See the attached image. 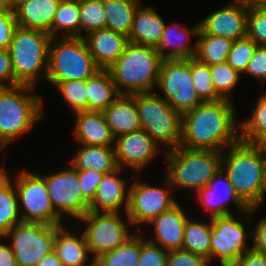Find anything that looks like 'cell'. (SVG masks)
I'll use <instances>...</instances> for the list:
<instances>
[{"instance_id":"6da1fadb","label":"cell","mask_w":266,"mask_h":266,"mask_svg":"<svg viewBox=\"0 0 266 266\" xmlns=\"http://www.w3.org/2000/svg\"><path fill=\"white\" fill-rule=\"evenodd\" d=\"M234 102L205 101L182 115L180 146L190 150L224 151L240 140ZM238 122V125H237Z\"/></svg>"},{"instance_id":"7a4b0ae2","label":"cell","mask_w":266,"mask_h":266,"mask_svg":"<svg viewBox=\"0 0 266 266\" xmlns=\"http://www.w3.org/2000/svg\"><path fill=\"white\" fill-rule=\"evenodd\" d=\"M222 151L221 169L238 197L249 207H262L266 156L255 144L242 141Z\"/></svg>"},{"instance_id":"3957f363","label":"cell","mask_w":266,"mask_h":266,"mask_svg":"<svg viewBox=\"0 0 266 266\" xmlns=\"http://www.w3.org/2000/svg\"><path fill=\"white\" fill-rule=\"evenodd\" d=\"M162 60L155 48L128 42L107 70L120 95L149 93L157 86Z\"/></svg>"},{"instance_id":"277c9868","label":"cell","mask_w":266,"mask_h":266,"mask_svg":"<svg viewBox=\"0 0 266 266\" xmlns=\"http://www.w3.org/2000/svg\"><path fill=\"white\" fill-rule=\"evenodd\" d=\"M33 89L26 85L0 87V151L43 118L44 103L40 95L31 93Z\"/></svg>"},{"instance_id":"5b68a950","label":"cell","mask_w":266,"mask_h":266,"mask_svg":"<svg viewBox=\"0 0 266 266\" xmlns=\"http://www.w3.org/2000/svg\"><path fill=\"white\" fill-rule=\"evenodd\" d=\"M51 39L50 34L44 31L19 26L15 29L8 49L14 72V86L26 85L35 88L40 75L44 79L47 77Z\"/></svg>"},{"instance_id":"8992f818","label":"cell","mask_w":266,"mask_h":266,"mask_svg":"<svg viewBox=\"0 0 266 266\" xmlns=\"http://www.w3.org/2000/svg\"><path fill=\"white\" fill-rule=\"evenodd\" d=\"M166 177L172 187L195 190L206 187L221 169L222 151L190 150L182 146L164 152Z\"/></svg>"},{"instance_id":"52a82bcc","label":"cell","mask_w":266,"mask_h":266,"mask_svg":"<svg viewBox=\"0 0 266 266\" xmlns=\"http://www.w3.org/2000/svg\"><path fill=\"white\" fill-rule=\"evenodd\" d=\"M100 69L82 37H53L49 45L46 81L54 86L69 80H86Z\"/></svg>"},{"instance_id":"ba28073f","label":"cell","mask_w":266,"mask_h":266,"mask_svg":"<svg viewBox=\"0 0 266 266\" xmlns=\"http://www.w3.org/2000/svg\"><path fill=\"white\" fill-rule=\"evenodd\" d=\"M136 102L141 128L158 144L165 145L164 152L180 145L182 115L155 92L131 95Z\"/></svg>"},{"instance_id":"9c48e42d","label":"cell","mask_w":266,"mask_h":266,"mask_svg":"<svg viewBox=\"0 0 266 266\" xmlns=\"http://www.w3.org/2000/svg\"><path fill=\"white\" fill-rule=\"evenodd\" d=\"M157 88L161 91L158 95L181 115L204 102L193 85L191 58L162 60Z\"/></svg>"},{"instance_id":"30bf717a","label":"cell","mask_w":266,"mask_h":266,"mask_svg":"<svg viewBox=\"0 0 266 266\" xmlns=\"http://www.w3.org/2000/svg\"><path fill=\"white\" fill-rule=\"evenodd\" d=\"M60 226L21 221L2 238L10 239L18 266H36L43 256L54 251L56 230Z\"/></svg>"},{"instance_id":"8fae6325","label":"cell","mask_w":266,"mask_h":266,"mask_svg":"<svg viewBox=\"0 0 266 266\" xmlns=\"http://www.w3.org/2000/svg\"><path fill=\"white\" fill-rule=\"evenodd\" d=\"M121 214L88 211L78 219V222L86 225L82 233L92 255L91 259L116 249L133 234L130 233L133 226L128 216L123 213L125 215L123 218Z\"/></svg>"},{"instance_id":"7c38bea8","label":"cell","mask_w":266,"mask_h":266,"mask_svg":"<svg viewBox=\"0 0 266 266\" xmlns=\"http://www.w3.org/2000/svg\"><path fill=\"white\" fill-rule=\"evenodd\" d=\"M13 183L16 187L22 221L64 225L63 219L52 206L43 176L23 170L18 172Z\"/></svg>"},{"instance_id":"4fadbf2b","label":"cell","mask_w":266,"mask_h":266,"mask_svg":"<svg viewBox=\"0 0 266 266\" xmlns=\"http://www.w3.org/2000/svg\"><path fill=\"white\" fill-rule=\"evenodd\" d=\"M164 180V186L161 187L140 180L132 181L126 215L133 227L148 225L151 220L177 203L171 193L174 188L167 177Z\"/></svg>"},{"instance_id":"5bb4252c","label":"cell","mask_w":266,"mask_h":266,"mask_svg":"<svg viewBox=\"0 0 266 266\" xmlns=\"http://www.w3.org/2000/svg\"><path fill=\"white\" fill-rule=\"evenodd\" d=\"M55 212L78 220L89 211V201L83 196L78 170L71 165L59 172L42 175ZM66 215V216H65Z\"/></svg>"},{"instance_id":"9a60e30c","label":"cell","mask_w":266,"mask_h":266,"mask_svg":"<svg viewBox=\"0 0 266 266\" xmlns=\"http://www.w3.org/2000/svg\"><path fill=\"white\" fill-rule=\"evenodd\" d=\"M235 215L211 218V262L217 258L220 266H233L251 246H247V233L243 221Z\"/></svg>"},{"instance_id":"2e32d148","label":"cell","mask_w":266,"mask_h":266,"mask_svg":"<svg viewBox=\"0 0 266 266\" xmlns=\"http://www.w3.org/2000/svg\"><path fill=\"white\" fill-rule=\"evenodd\" d=\"M196 194L197 201L203 205L202 207L206 212L209 211V218L234 214L228 208L229 205L227 204L230 202L237 206L239 213H242L241 217L244 216L248 219V221H245L248 225L250 223L249 220L252 218L251 215L258 210V207L249 208L238 197L222 169L214 175L206 187L200 189Z\"/></svg>"},{"instance_id":"e0dca14e","label":"cell","mask_w":266,"mask_h":266,"mask_svg":"<svg viewBox=\"0 0 266 266\" xmlns=\"http://www.w3.org/2000/svg\"><path fill=\"white\" fill-rule=\"evenodd\" d=\"M114 150L118 166L132 169L139 177L147 164L159 155L161 147L141 128L116 137Z\"/></svg>"},{"instance_id":"ac0fdd59","label":"cell","mask_w":266,"mask_h":266,"mask_svg":"<svg viewBox=\"0 0 266 266\" xmlns=\"http://www.w3.org/2000/svg\"><path fill=\"white\" fill-rule=\"evenodd\" d=\"M248 12L242 0H234L200 21V29L206 34L236 41L247 36Z\"/></svg>"},{"instance_id":"d6986e66","label":"cell","mask_w":266,"mask_h":266,"mask_svg":"<svg viewBox=\"0 0 266 266\" xmlns=\"http://www.w3.org/2000/svg\"><path fill=\"white\" fill-rule=\"evenodd\" d=\"M181 207L177 202L151 220L148 224L153 226L154 233L150 239L146 238V240L166 251L182 249L184 227L189 217Z\"/></svg>"},{"instance_id":"ffe728a7","label":"cell","mask_w":266,"mask_h":266,"mask_svg":"<svg viewBox=\"0 0 266 266\" xmlns=\"http://www.w3.org/2000/svg\"><path fill=\"white\" fill-rule=\"evenodd\" d=\"M122 170L124 171V169L119 167L117 170L104 175L97 187L93 200L89 203V211L111 213H122L125 211L126 213L129 185L124 178L121 179L119 176ZM123 208L124 210H122Z\"/></svg>"},{"instance_id":"44dd1931","label":"cell","mask_w":266,"mask_h":266,"mask_svg":"<svg viewBox=\"0 0 266 266\" xmlns=\"http://www.w3.org/2000/svg\"><path fill=\"white\" fill-rule=\"evenodd\" d=\"M164 29V33L158 46L155 48L163 60L165 59H190L194 58L197 48V40L191 46L190 38L198 37L200 32V23L191 28H187L179 22L169 23ZM190 44V45H189Z\"/></svg>"},{"instance_id":"7402d4cb","label":"cell","mask_w":266,"mask_h":266,"mask_svg":"<svg viewBox=\"0 0 266 266\" xmlns=\"http://www.w3.org/2000/svg\"><path fill=\"white\" fill-rule=\"evenodd\" d=\"M74 140L76 144L114 147L115 138L111 134L103 112H75Z\"/></svg>"},{"instance_id":"603a6c76","label":"cell","mask_w":266,"mask_h":266,"mask_svg":"<svg viewBox=\"0 0 266 266\" xmlns=\"http://www.w3.org/2000/svg\"><path fill=\"white\" fill-rule=\"evenodd\" d=\"M99 69L107 70L123 53L128 37L104 28L83 37Z\"/></svg>"},{"instance_id":"cb8c5ba5","label":"cell","mask_w":266,"mask_h":266,"mask_svg":"<svg viewBox=\"0 0 266 266\" xmlns=\"http://www.w3.org/2000/svg\"><path fill=\"white\" fill-rule=\"evenodd\" d=\"M141 4L134 15L128 41L156 48L164 33L166 23L155 7Z\"/></svg>"},{"instance_id":"d4e9b609","label":"cell","mask_w":266,"mask_h":266,"mask_svg":"<svg viewBox=\"0 0 266 266\" xmlns=\"http://www.w3.org/2000/svg\"><path fill=\"white\" fill-rule=\"evenodd\" d=\"M54 252L63 266H94V259L89 261L92 255L83 233L72 234L65 224L56 230Z\"/></svg>"},{"instance_id":"484cf974","label":"cell","mask_w":266,"mask_h":266,"mask_svg":"<svg viewBox=\"0 0 266 266\" xmlns=\"http://www.w3.org/2000/svg\"><path fill=\"white\" fill-rule=\"evenodd\" d=\"M103 114L114 138L141 129L136 102L131 95H119Z\"/></svg>"},{"instance_id":"4316f807","label":"cell","mask_w":266,"mask_h":266,"mask_svg":"<svg viewBox=\"0 0 266 266\" xmlns=\"http://www.w3.org/2000/svg\"><path fill=\"white\" fill-rule=\"evenodd\" d=\"M61 0H29L14 12L19 27L50 34L55 13Z\"/></svg>"},{"instance_id":"83f0119b","label":"cell","mask_w":266,"mask_h":266,"mask_svg":"<svg viewBox=\"0 0 266 266\" xmlns=\"http://www.w3.org/2000/svg\"><path fill=\"white\" fill-rule=\"evenodd\" d=\"M78 150L69 161L76 170H95L110 173L119 168L114 147L89 146L79 144Z\"/></svg>"},{"instance_id":"f1b7e54d","label":"cell","mask_w":266,"mask_h":266,"mask_svg":"<svg viewBox=\"0 0 266 266\" xmlns=\"http://www.w3.org/2000/svg\"><path fill=\"white\" fill-rule=\"evenodd\" d=\"M86 88L88 111L103 112L120 95L108 70L100 69L87 78Z\"/></svg>"},{"instance_id":"f546056e","label":"cell","mask_w":266,"mask_h":266,"mask_svg":"<svg viewBox=\"0 0 266 266\" xmlns=\"http://www.w3.org/2000/svg\"><path fill=\"white\" fill-rule=\"evenodd\" d=\"M21 221L16 187L3 166L0 173V237Z\"/></svg>"},{"instance_id":"4dcf8cb0","label":"cell","mask_w":266,"mask_h":266,"mask_svg":"<svg viewBox=\"0 0 266 266\" xmlns=\"http://www.w3.org/2000/svg\"><path fill=\"white\" fill-rule=\"evenodd\" d=\"M106 12V28L126 37L132 29V23L140 0H102Z\"/></svg>"},{"instance_id":"1f68e13d","label":"cell","mask_w":266,"mask_h":266,"mask_svg":"<svg viewBox=\"0 0 266 266\" xmlns=\"http://www.w3.org/2000/svg\"><path fill=\"white\" fill-rule=\"evenodd\" d=\"M196 40L194 58L208 66L226 62L234 42L231 39L206 34L201 29Z\"/></svg>"},{"instance_id":"d6a6232c","label":"cell","mask_w":266,"mask_h":266,"mask_svg":"<svg viewBox=\"0 0 266 266\" xmlns=\"http://www.w3.org/2000/svg\"><path fill=\"white\" fill-rule=\"evenodd\" d=\"M142 247V235L134 233L116 249L94 259V266H137Z\"/></svg>"},{"instance_id":"836d02e7","label":"cell","mask_w":266,"mask_h":266,"mask_svg":"<svg viewBox=\"0 0 266 266\" xmlns=\"http://www.w3.org/2000/svg\"><path fill=\"white\" fill-rule=\"evenodd\" d=\"M211 230V218L209 223L188 218L184 227L182 249L205 257L211 264Z\"/></svg>"},{"instance_id":"e575fe53","label":"cell","mask_w":266,"mask_h":266,"mask_svg":"<svg viewBox=\"0 0 266 266\" xmlns=\"http://www.w3.org/2000/svg\"><path fill=\"white\" fill-rule=\"evenodd\" d=\"M59 31L64 32L58 34ZM51 37H80V0L60 1L53 19Z\"/></svg>"},{"instance_id":"d590c367","label":"cell","mask_w":266,"mask_h":266,"mask_svg":"<svg viewBox=\"0 0 266 266\" xmlns=\"http://www.w3.org/2000/svg\"><path fill=\"white\" fill-rule=\"evenodd\" d=\"M240 141L255 144L266 134V93L258 97L250 118L240 123Z\"/></svg>"},{"instance_id":"8d00e7d4","label":"cell","mask_w":266,"mask_h":266,"mask_svg":"<svg viewBox=\"0 0 266 266\" xmlns=\"http://www.w3.org/2000/svg\"><path fill=\"white\" fill-rule=\"evenodd\" d=\"M106 28V12L102 0H80V37Z\"/></svg>"},{"instance_id":"74e56055","label":"cell","mask_w":266,"mask_h":266,"mask_svg":"<svg viewBox=\"0 0 266 266\" xmlns=\"http://www.w3.org/2000/svg\"><path fill=\"white\" fill-rule=\"evenodd\" d=\"M209 69L216 93L222 99L233 101L232 91L242 80V74L233 69L227 62L210 65Z\"/></svg>"},{"instance_id":"f35d334b","label":"cell","mask_w":266,"mask_h":266,"mask_svg":"<svg viewBox=\"0 0 266 266\" xmlns=\"http://www.w3.org/2000/svg\"><path fill=\"white\" fill-rule=\"evenodd\" d=\"M193 85L199 97L205 101H218L222 98L216 93L209 66L191 58Z\"/></svg>"},{"instance_id":"ab89813d","label":"cell","mask_w":266,"mask_h":266,"mask_svg":"<svg viewBox=\"0 0 266 266\" xmlns=\"http://www.w3.org/2000/svg\"><path fill=\"white\" fill-rule=\"evenodd\" d=\"M71 111H88L86 80H69L55 85Z\"/></svg>"},{"instance_id":"60d3db41","label":"cell","mask_w":266,"mask_h":266,"mask_svg":"<svg viewBox=\"0 0 266 266\" xmlns=\"http://www.w3.org/2000/svg\"><path fill=\"white\" fill-rule=\"evenodd\" d=\"M257 46L248 36L234 41L226 62L240 74H244Z\"/></svg>"},{"instance_id":"b9f144b4","label":"cell","mask_w":266,"mask_h":266,"mask_svg":"<svg viewBox=\"0 0 266 266\" xmlns=\"http://www.w3.org/2000/svg\"><path fill=\"white\" fill-rule=\"evenodd\" d=\"M247 36L254 40L258 46H266V8H249Z\"/></svg>"},{"instance_id":"7bdbcfd3","label":"cell","mask_w":266,"mask_h":266,"mask_svg":"<svg viewBox=\"0 0 266 266\" xmlns=\"http://www.w3.org/2000/svg\"><path fill=\"white\" fill-rule=\"evenodd\" d=\"M167 256L168 251L142 236L141 254L137 266H167Z\"/></svg>"},{"instance_id":"ee69618b","label":"cell","mask_w":266,"mask_h":266,"mask_svg":"<svg viewBox=\"0 0 266 266\" xmlns=\"http://www.w3.org/2000/svg\"><path fill=\"white\" fill-rule=\"evenodd\" d=\"M17 27L15 12L0 2V49H9Z\"/></svg>"},{"instance_id":"f6af8a7d","label":"cell","mask_w":266,"mask_h":266,"mask_svg":"<svg viewBox=\"0 0 266 266\" xmlns=\"http://www.w3.org/2000/svg\"><path fill=\"white\" fill-rule=\"evenodd\" d=\"M209 263L205 257L183 249L168 251L167 266H210Z\"/></svg>"},{"instance_id":"bcb514c9","label":"cell","mask_w":266,"mask_h":266,"mask_svg":"<svg viewBox=\"0 0 266 266\" xmlns=\"http://www.w3.org/2000/svg\"><path fill=\"white\" fill-rule=\"evenodd\" d=\"M105 173L95 170H78L79 184L83 196L91 202L96 194L97 187Z\"/></svg>"},{"instance_id":"7dc6e473","label":"cell","mask_w":266,"mask_h":266,"mask_svg":"<svg viewBox=\"0 0 266 266\" xmlns=\"http://www.w3.org/2000/svg\"><path fill=\"white\" fill-rule=\"evenodd\" d=\"M265 85L266 82V46H257L244 72Z\"/></svg>"},{"instance_id":"c3c4849f","label":"cell","mask_w":266,"mask_h":266,"mask_svg":"<svg viewBox=\"0 0 266 266\" xmlns=\"http://www.w3.org/2000/svg\"><path fill=\"white\" fill-rule=\"evenodd\" d=\"M0 87H14V72L8 49H0Z\"/></svg>"},{"instance_id":"681fc988","label":"cell","mask_w":266,"mask_h":266,"mask_svg":"<svg viewBox=\"0 0 266 266\" xmlns=\"http://www.w3.org/2000/svg\"><path fill=\"white\" fill-rule=\"evenodd\" d=\"M252 232L251 248L266 255V216L261 218Z\"/></svg>"},{"instance_id":"f907efd6","label":"cell","mask_w":266,"mask_h":266,"mask_svg":"<svg viewBox=\"0 0 266 266\" xmlns=\"http://www.w3.org/2000/svg\"><path fill=\"white\" fill-rule=\"evenodd\" d=\"M233 266H266V255L250 248Z\"/></svg>"},{"instance_id":"816d5d0a","label":"cell","mask_w":266,"mask_h":266,"mask_svg":"<svg viewBox=\"0 0 266 266\" xmlns=\"http://www.w3.org/2000/svg\"><path fill=\"white\" fill-rule=\"evenodd\" d=\"M2 237H0L1 239ZM0 266H18L10 244L0 241Z\"/></svg>"},{"instance_id":"f5cc1de1","label":"cell","mask_w":266,"mask_h":266,"mask_svg":"<svg viewBox=\"0 0 266 266\" xmlns=\"http://www.w3.org/2000/svg\"><path fill=\"white\" fill-rule=\"evenodd\" d=\"M36 266H63V264L53 251L49 255L43 256Z\"/></svg>"},{"instance_id":"db71d44e","label":"cell","mask_w":266,"mask_h":266,"mask_svg":"<svg viewBox=\"0 0 266 266\" xmlns=\"http://www.w3.org/2000/svg\"><path fill=\"white\" fill-rule=\"evenodd\" d=\"M248 8L265 9L266 0H242Z\"/></svg>"},{"instance_id":"11a10c76","label":"cell","mask_w":266,"mask_h":266,"mask_svg":"<svg viewBox=\"0 0 266 266\" xmlns=\"http://www.w3.org/2000/svg\"><path fill=\"white\" fill-rule=\"evenodd\" d=\"M29 0H3L2 3L10 8L12 11H15L20 5L28 2Z\"/></svg>"},{"instance_id":"9f6ffc18","label":"cell","mask_w":266,"mask_h":266,"mask_svg":"<svg viewBox=\"0 0 266 266\" xmlns=\"http://www.w3.org/2000/svg\"><path fill=\"white\" fill-rule=\"evenodd\" d=\"M255 145L261 150V152L266 156V134L262 136Z\"/></svg>"},{"instance_id":"6f0895ef","label":"cell","mask_w":266,"mask_h":266,"mask_svg":"<svg viewBox=\"0 0 266 266\" xmlns=\"http://www.w3.org/2000/svg\"><path fill=\"white\" fill-rule=\"evenodd\" d=\"M266 195V165H265V170H264V183H263V189H262V207L263 203H265V196Z\"/></svg>"},{"instance_id":"680465c9","label":"cell","mask_w":266,"mask_h":266,"mask_svg":"<svg viewBox=\"0 0 266 266\" xmlns=\"http://www.w3.org/2000/svg\"><path fill=\"white\" fill-rule=\"evenodd\" d=\"M3 171V166L2 167H0V173Z\"/></svg>"}]
</instances>
